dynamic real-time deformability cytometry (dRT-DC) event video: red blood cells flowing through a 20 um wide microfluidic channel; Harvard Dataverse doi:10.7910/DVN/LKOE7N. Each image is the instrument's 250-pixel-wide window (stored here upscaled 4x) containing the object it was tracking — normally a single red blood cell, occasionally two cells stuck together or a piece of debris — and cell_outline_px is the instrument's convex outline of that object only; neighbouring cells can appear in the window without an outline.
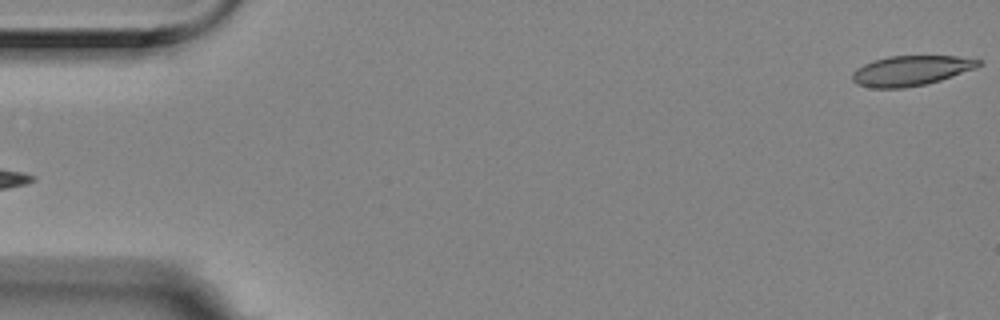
{"species": "Egyptian fruit bat (a non-hibernating species)", "species_latin": "Rousettus aegyptiacus", "temperature_condition": "room temperature", "stored_images_in_passage": 5, "segment_of_instrument_passage": [2, 2], "camera_frame_rate_fps": 3000, "um_per_image_px": 0.085, "animal": {"sex": "female"}, "frame": {"image": 1, "passage_image": 5, "time_ms": 1.333, "image_size_px": [1000, 320], "cell_outline_px": [[980, 64], [976, 68], [940, 80], [924, 84], [904, 88], [872, 88], [856, 84], [852, 80], [852, 72], [856, 68], [872, 60], [888, 56], [956, 56], [980, 60]], "centroid_in_image_um": [77.37, 6.0], "position_along_channel_um": 7.6, "area_um2": 22.02}}